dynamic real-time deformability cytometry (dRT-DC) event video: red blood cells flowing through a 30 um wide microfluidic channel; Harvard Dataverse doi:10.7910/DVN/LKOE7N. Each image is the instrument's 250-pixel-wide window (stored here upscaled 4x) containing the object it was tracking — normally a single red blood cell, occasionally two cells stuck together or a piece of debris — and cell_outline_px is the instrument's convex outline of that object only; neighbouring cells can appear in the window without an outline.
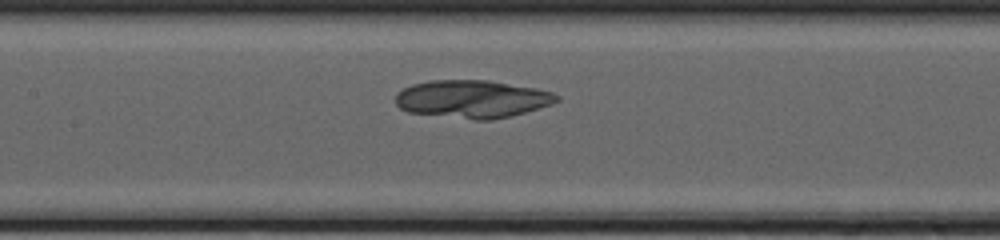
{"species": "common noctule bat (a hibernating species)", "species_latin": "Nyctalus noctula", "temperature_condition": "cold", "stored_images_in_passage": 16, "camera_frame_rate_fps": 3000, "um_per_image_px": 0.085, "animal": {"sex": "female", "body_mass_g": 20.0, "forearm_length_mm": 54.0}, "frame": {"image": 1, "passage_image": 14, "time_ms": 4.333, "image_size_px": [1000, 240], "cell_outline_px": [[560, 100], [552, 104], [524, 112], [492, 120], [476, 120], [408, 112], [400, 108], [396, 104], [396, 92], [412, 84], [428, 80], [488, 80], [536, 88], [552, 92], [560, 96]], "centroid_in_image_um": [40.13, 8.41], "position_along_channel_um": 167.3, "area_um2": 35.55}}